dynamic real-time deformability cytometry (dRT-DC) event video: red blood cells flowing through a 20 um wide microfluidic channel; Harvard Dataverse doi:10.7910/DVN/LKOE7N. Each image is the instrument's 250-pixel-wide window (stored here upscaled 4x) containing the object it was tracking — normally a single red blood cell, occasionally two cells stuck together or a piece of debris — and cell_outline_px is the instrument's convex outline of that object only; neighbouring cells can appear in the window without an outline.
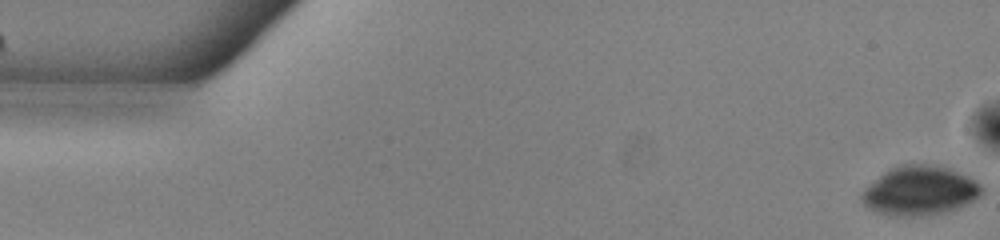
{"species": "common noctule bat (a hibernating species)", "species_latin": "Nyctalus noctula", "temperature_condition": "warm", "stored_images_in_passage": 47, "camera_frame_rate_fps": 3000, "um_per_image_px": 0.085, "animal": {"sex": "male", "body_mass_g": 13.0, "forearm_length_mm": 53.1}, "frame": {"image": 1, "passage_image": 1, "time_ms": 0.0, "image_size_px": [1000, 240], "cell_outline_px": [[984, 192], [980, 196], [956, 208], [944, 212], [928, 216], [888, 216], [876, 212], [868, 208], [860, 200], [860, 192], [868, 184], [884, 172], [900, 164], [924, 164], [948, 168], [968, 176], [976, 180], [984, 188]], "centroid_in_image_um": [78.14, 16.22], "position_along_channel_um": 6.9, "area_um2": 34.62}}
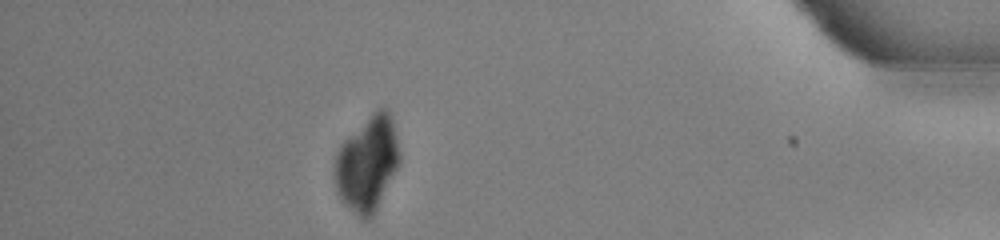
{"frame": {"image": 2, "passage_image": 47, "time_ms": 15.333, "image_size_px": [1000, 240], "cell_outline_px": [[400, 160], [372, 216], [368, 220], [360, 220], [344, 204], [336, 188], [336, 156], [340, 144], [376, 108], [388, 108], [392, 116], [400, 152]], "centroid_in_image_um": [31.23, 13.88], "position_along_channel_um": 404.0, "area_um2": 35.43}}